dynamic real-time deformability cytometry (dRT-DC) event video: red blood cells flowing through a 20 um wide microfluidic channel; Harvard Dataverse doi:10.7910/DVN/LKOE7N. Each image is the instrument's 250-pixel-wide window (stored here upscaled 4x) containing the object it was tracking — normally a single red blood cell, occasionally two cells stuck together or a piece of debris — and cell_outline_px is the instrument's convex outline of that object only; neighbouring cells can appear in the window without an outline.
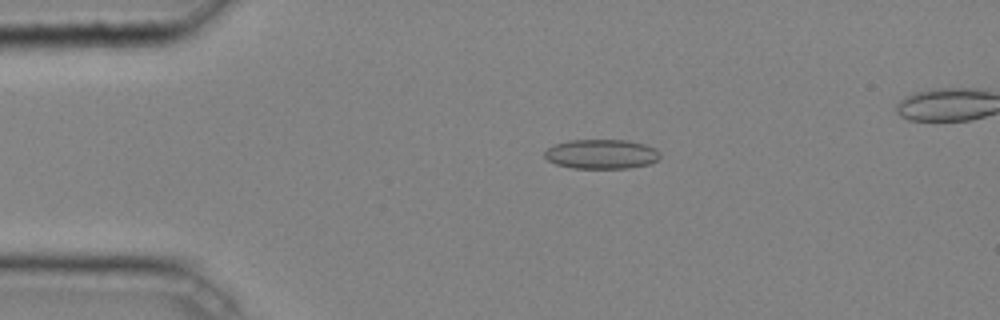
{"species": "common noctule bat (a hibernating species)", "species_latin": "Nyctalus noctula", "temperature_condition": "cold", "stored_images_in_passage": 44, "camera_frame_rate_fps": 3000, "um_per_image_px": 0.085, "animal": {"sex": "male", "body_mass_g": 20.4}, "frame": {"image": 1, "passage_image": 10, "time_ms": 3.0, "image_size_px": [1000, 320], "cell_outline_px": [[660, 156], [656, 160], [648, 164], [628, 168], [572, 168], [556, 164], [548, 160], [544, 156], [544, 152], [548, 148], [556, 144], [568, 140], [628, 140], [644, 144], [656, 148], [660, 152]], "centroid_in_image_um": [51.12, 13.09], "position_along_channel_um": 33.9, "area_um2": 19.83}}
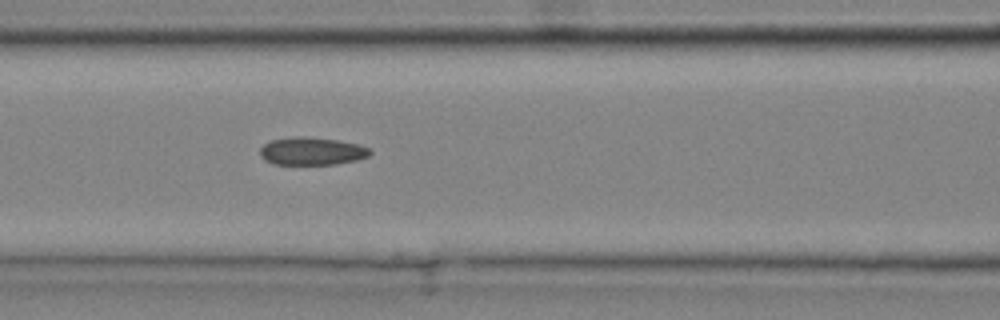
{"frame": {"image": 2, "passage_image": 20, "time_ms": 6.333, "image_size_px": [1000, 320], "cell_outline_px": [[372, 152], [368, 156], [356, 160], [336, 164], [272, 164], [264, 160], [260, 156], [260, 148], [268, 140], [296, 136], [300, 136], [336, 140], [360, 144], [368, 148]], "centroid_in_image_um": [26.46, 12.85], "position_along_channel_um": 140.1, "area_um2": 17.86}}
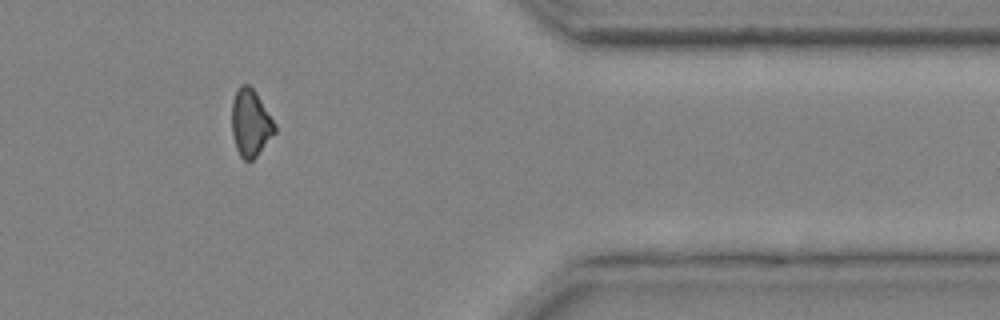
{"frame": {"image": 3, "passage_image": 39, "time_ms": 12.667, "image_size_px": [1000, 320], "cell_outline_px": [[276, 132], [256, 156], [252, 160], [244, 160], [240, 156], [236, 148], [232, 136], [232, 100], [240, 84], [248, 84], [256, 92], [276, 124]], "centroid_in_image_um": [21.29, 10.44], "position_along_channel_um": 390.1, "area_um2": 16.82}, "authors_computed_cell_mechanics": {"area_um2": 18.0625, "velocity_mm_per_s": 4.2849, "shape_relaxation_time_tau1_ms": null, "shape_relaxation_time_tau2_ms": 3.1131, "deformation_change_tau1": null, "deformation_change_tau2": 0.1088}}